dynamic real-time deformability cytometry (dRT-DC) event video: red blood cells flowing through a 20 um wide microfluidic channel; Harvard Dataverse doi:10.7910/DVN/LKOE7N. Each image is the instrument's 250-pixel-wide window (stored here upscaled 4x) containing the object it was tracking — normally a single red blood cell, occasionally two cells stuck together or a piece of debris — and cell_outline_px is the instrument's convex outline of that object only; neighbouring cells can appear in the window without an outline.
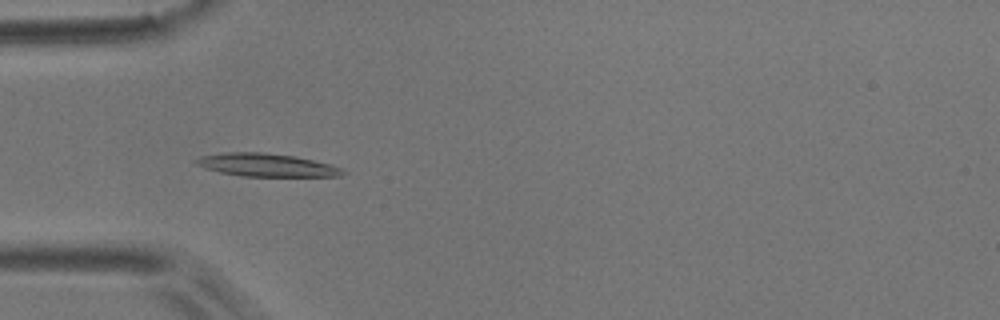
{"species": "common noctule bat (a hibernating species)", "species_latin": "Nyctalus noctula", "temperature_condition": "room temperature", "stored_images_in_passage": 11, "camera_frame_rate_fps": 3000, "um_per_image_px": 0.085, "animal": {"sex": "male", "body_mass_g": 17.9}, "frame": {"image": 1, "passage_image": 5, "time_ms": 5.333, "image_size_px": [1000, 320], "cell_outline_px": [[344, 172], [340, 176], [244, 176], [220, 172], [204, 168], [196, 164], [192, 160], [200, 156], [224, 152], [264, 152], [296, 156], [328, 164], [340, 168]], "centroid_in_image_um": [22.57, 14.01], "position_along_channel_um": 62.4, "area_um2": 19.54}}
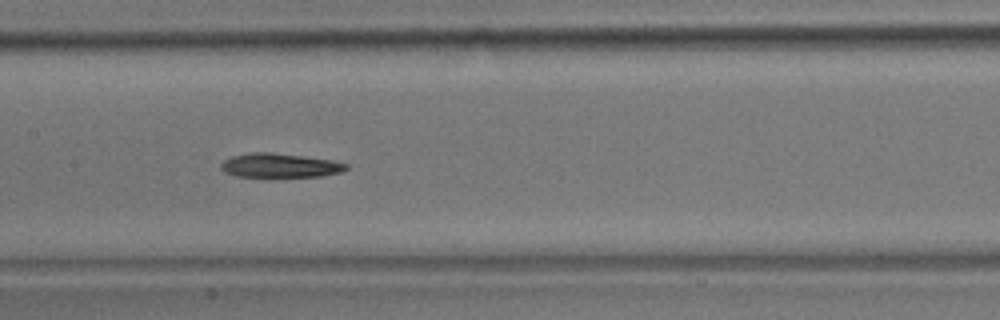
{"frame": {"image": 2, "passage_image": 8, "time_ms": 8.667, "image_size_px": [1000, 320], "cell_outline_px": [[348, 168], [340, 172], [320, 176], [280, 180], [268, 180], [236, 176], [224, 172], [220, 168], [220, 164], [224, 160], [232, 156], [248, 152], [272, 152], [332, 160], [348, 164]], "centroid_in_image_um": [23.73, 14.12], "position_along_channel_um": 183.7, "area_um2": 18.84}}
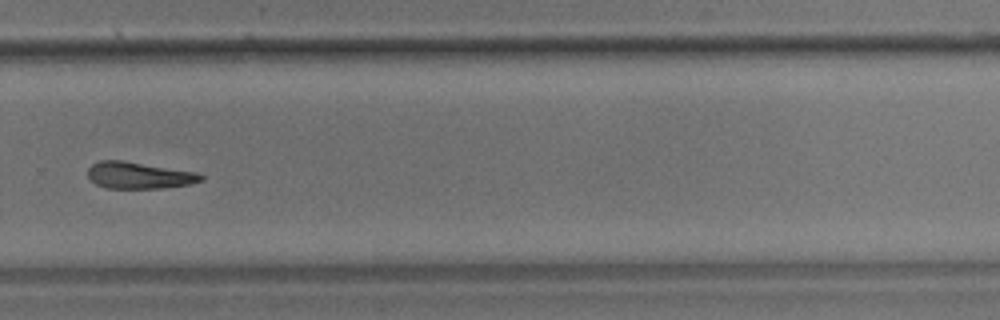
{"frame": {"image": 3, "passage_image": 11, "time_ms": 12.333, "image_size_px": [1000, 320], "cell_outline_px": [[204, 180], [188, 184], [160, 188], [108, 188], [96, 184], [88, 176], [88, 168], [92, 164], [100, 160], [120, 160], [200, 172], [204, 176]], "centroid_in_image_um": [11.84, 14.89], "position_along_channel_um": 318.0, "area_um2": 17.57}}